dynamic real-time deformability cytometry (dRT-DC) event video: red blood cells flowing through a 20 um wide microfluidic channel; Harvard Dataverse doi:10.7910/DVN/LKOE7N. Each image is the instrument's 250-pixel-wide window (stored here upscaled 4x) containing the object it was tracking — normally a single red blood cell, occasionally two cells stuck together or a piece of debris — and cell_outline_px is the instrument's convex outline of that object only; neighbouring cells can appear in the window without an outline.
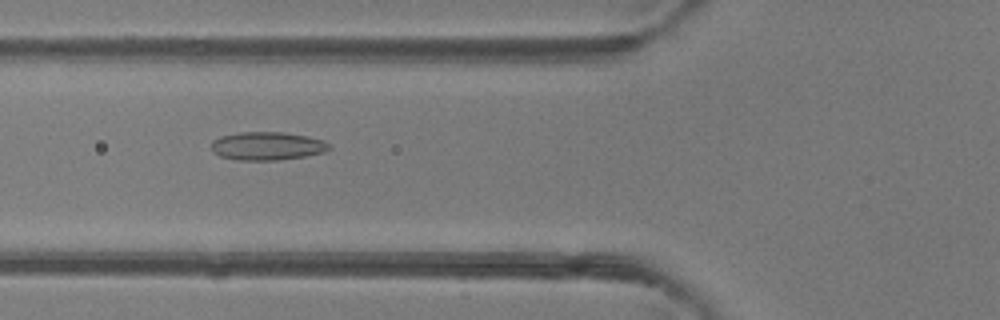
{"species": "common noctule bat (a hibernating species)", "species_latin": "Nyctalus noctula", "temperature_condition": "room temperature", "stored_images_in_passage": 34, "camera_frame_rate_fps": 3000, "um_per_image_px": 0.085, "animal": {"sex": "female"}, "frame": {"image": 1, "passage_image": 6, "time_ms": 1.667, "image_size_px": [1000, 320], "cell_outline_px": [[332, 148], [324, 152], [304, 156], [280, 160], [236, 160], [220, 156], [212, 152], [212, 140], [220, 136], [240, 132], [284, 132], [308, 136], [324, 140]], "centroid_in_image_um": [22.71, 12.41], "position_along_channel_um": 103.1, "area_um2": 19.54}}
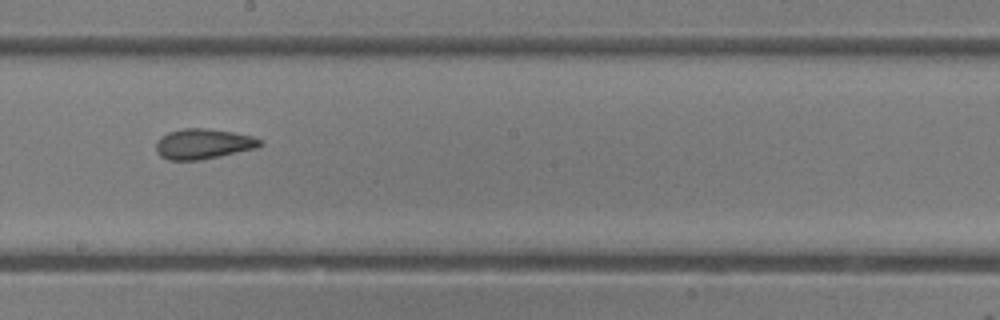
{"frame": {"image": 2, "passage_image": 15, "time_ms": 4.667, "image_size_px": [1000, 320], "cell_outline_px": [[264, 144], [256, 148], [220, 156], [200, 160], [168, 160], [160, 156], [156, 152], [156, 140], [160, 136], [168, 132], [184, 128], [208, 128], [232, 132], [252, 136], [260, 140]], "centroid_in_image_um": [17.24, 12.23], "position_along_channel_um": 231.0, "area_um2": 18.44}}
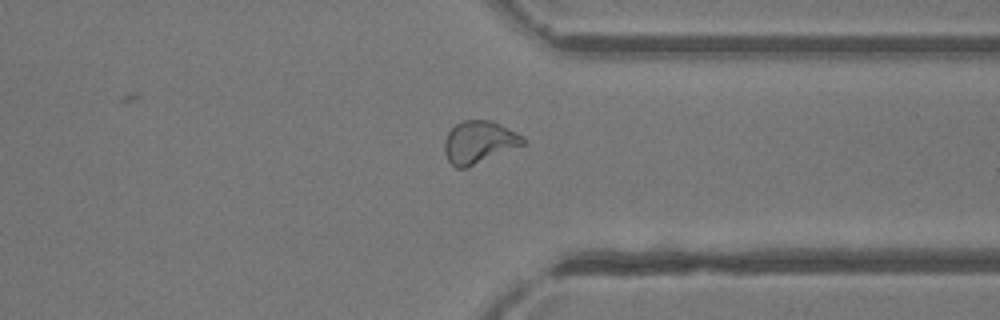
{"frame": {"image": 3, "passage_image": 25, "time_ms": 8.0, "image_size_px": [1000, 320], "cell_outline_px": [[528, 144], [464, 168], [456, 168], [448, 160], [444, 152], [444, 140], [448, 132], [456, 124], [464, 120], [492, 120], [524, 136]], "centroid_in_image_um": [40.75, 12.07], "position_along_channel_um": 370.6, "area_um2": 19.54}, "authors_computed_cell_mechanics": {"area_um2": 18.3804, "velocity_mm_per_s": 4.2479, "shape_relaxation_time_tau1_ms": null, "shape_relaxation_time_tau2_ms": 2.2759, "deformation_change_tau1": null, "deformation_change_tau2": 0.0964}}